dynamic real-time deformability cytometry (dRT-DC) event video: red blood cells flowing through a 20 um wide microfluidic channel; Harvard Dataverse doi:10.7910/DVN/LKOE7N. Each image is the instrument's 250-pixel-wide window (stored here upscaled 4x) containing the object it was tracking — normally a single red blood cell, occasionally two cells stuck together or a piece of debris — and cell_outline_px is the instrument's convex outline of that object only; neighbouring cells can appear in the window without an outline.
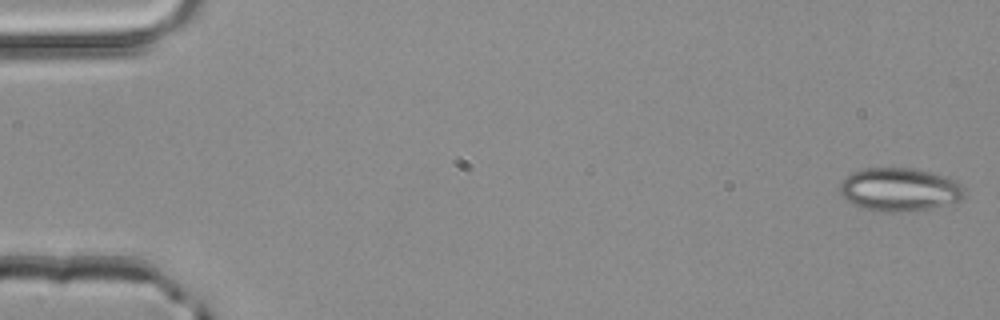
{"species": "common noctule bat (a hibernating species)", "species_latin": "Nyctalus noctula", "temperature_condition": "room temperature", "stored_images_in_passage": 52, "camera_frame_rate_fps": 3000, "um_per_image_px": 0.085, "animal": {"sex": "male", "body_mass_g": 20.4}, "frame": {"image": 1, "passage_image": 1, "time_ms": 0.0, "image_size_px": [1000, 320], "cell_outline_px": [[968, 192], [960, 200], [928, 208], [892, 212], [864, 208], [848, 200], [840, 192], [840, 180], [852, 172], [864, 168], [916, 168], [944, 176], [956, 180]], "centroid_in_image_um": [76.47, 16.07], "position_along_channel_um": 8.5, "area_um2": 31.04}}
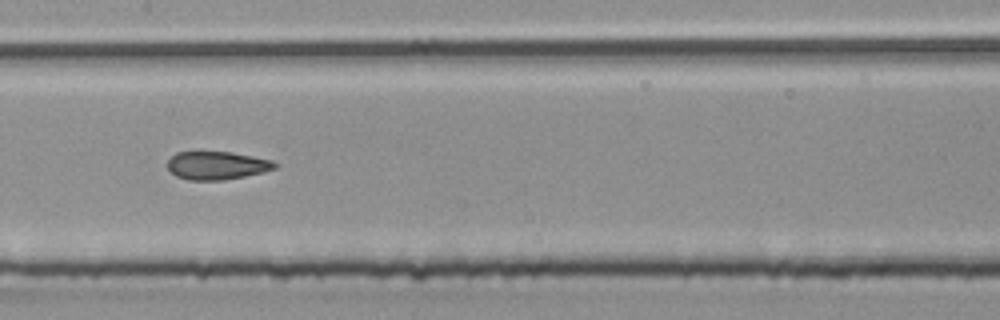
{"frame": {"image": 2, "passage_image": 26, "time_ms": 8.333, "image_size_px": [1000, 320], "cell_outline_px": [[280, 164], [276, 168], [264, 172], [224, 180], [188, 180], [176, 176], [168, 168], [168, 160], [176, 152], [232, 152], [272, 160]], "centroid_in_image_um": [18.47, 14.06], "position_along_channel_um": 188.9, "area_um2": 17.63}}
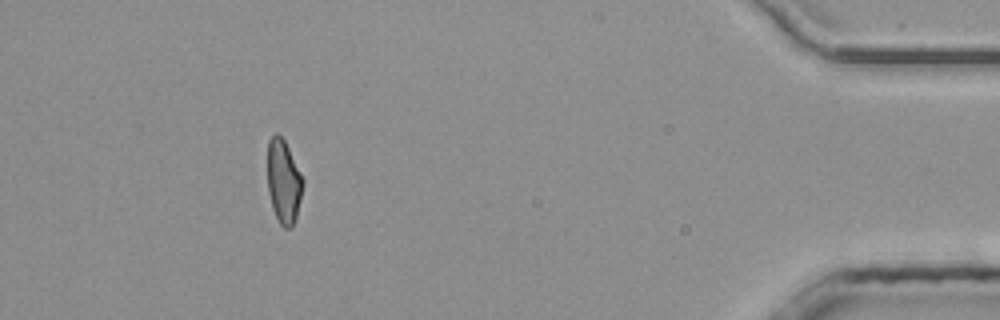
{"frame": {"image": 3, "passage_image": 47, "time_ms": 15.333, "image_size_px": [1000, 320], "cell_outline_px": [[304, 184], [296, 216], [292, 228], [284, 228], [280, 224], [272, 208], [268, 192], [268, 140], [276, 132], [284, 140], [304, 180]], "centroid_in_image_um": [24.1, 15.45], "position_along_channel_um": 411.1, "area_um2": 17.11}, "authors_computed_cell_mechanics": {"area_um2": 18.3515, "velocity_mm_per_s": 4.0685, "shape_relaxation_time_tau1_ms": null, "shape_relaxation_time_tau2_ms": 1.7049, "deformation_change_tau1": null, "deformation_change_tau2": 0.0775}}